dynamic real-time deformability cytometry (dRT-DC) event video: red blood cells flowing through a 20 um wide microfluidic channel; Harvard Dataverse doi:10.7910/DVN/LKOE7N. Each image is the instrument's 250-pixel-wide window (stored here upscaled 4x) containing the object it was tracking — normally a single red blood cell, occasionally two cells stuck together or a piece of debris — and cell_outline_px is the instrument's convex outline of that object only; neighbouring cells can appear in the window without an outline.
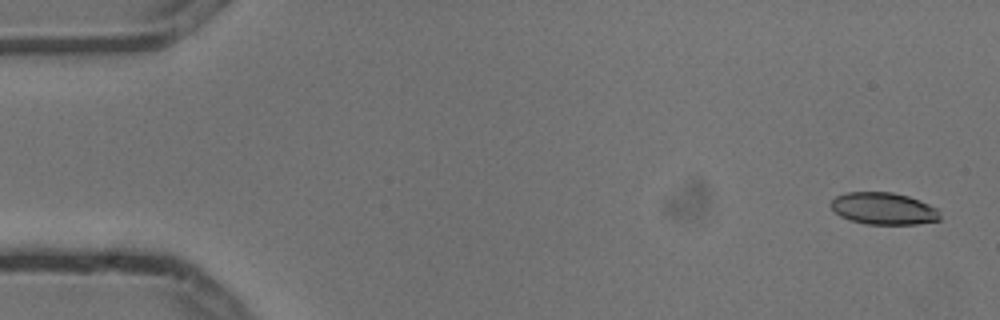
{"species": "common noctule bat (a hibernating species)", "species_latin": "Nyctalus noctula", "temperature_condition": "cold", "stored_images_in_passage": 6, "camera_frame_rate_fps": 3000, "um_per_image_px": 0.085, "animal": {"sex": "male", "body_mass_g": 13.3}, "frame": {"image": 1, "passage_image": 1, "time_ms": 0.0, "image_size_px": [1000, 320], "cell_outline_px": [[940, 220], [916, 224], [864, 224], [840, 216], [832, 208], [832, 200], [836, 196], [848, 192], [892, 192], [908, 196], [920, 200], [936, 208], [940, 216]], "centroid_in_image_um": [75.12, 17.73], "position_along_channel_um": 9.9, "area_um2": 20.17}}
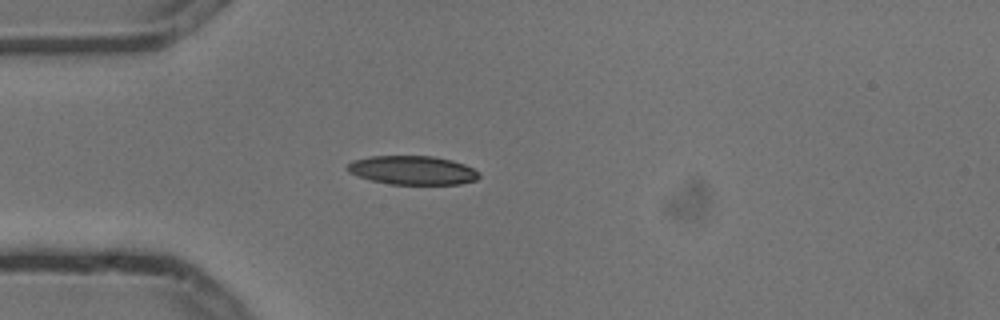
{"frame": {"image": 2, "passage_image": 4, "time_ms": 1.0, "image_size_px": [1000, 320], "cell_outline_px": [[480, 176], [476, 180], [460, 184], [392, 184], [372, 180], [348, 172], [344, 168], [352, 160], [368, 156], [432, 156], [452, 160], [464, 164], [480, 172]], "centroid_in_image_um": [35.06, 14.46], "position_along_channel_um": 49.9, "area_um2": 22.14}}
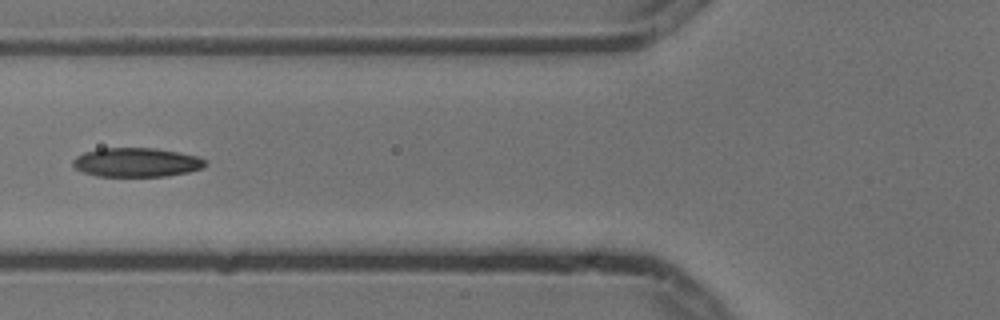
{"frame": {"image": 3, "passage_image": 6, "time_ms": 1.667, "image_size_px": [1000, 320], "cell_outline_px": [[208, 164], [204, 168], [188, 172], [164, 176], [96, 176], [84, 172], [76, 168], [72, 164], [72, 160], [76, 156], [84, 152], [100, 148], [156, 148], [196, 156], [204, 160]], "centroid_in_image_um": [11.59, 13.8], "position_along_channel_um": 114.2, "area_um2": 22.37}}